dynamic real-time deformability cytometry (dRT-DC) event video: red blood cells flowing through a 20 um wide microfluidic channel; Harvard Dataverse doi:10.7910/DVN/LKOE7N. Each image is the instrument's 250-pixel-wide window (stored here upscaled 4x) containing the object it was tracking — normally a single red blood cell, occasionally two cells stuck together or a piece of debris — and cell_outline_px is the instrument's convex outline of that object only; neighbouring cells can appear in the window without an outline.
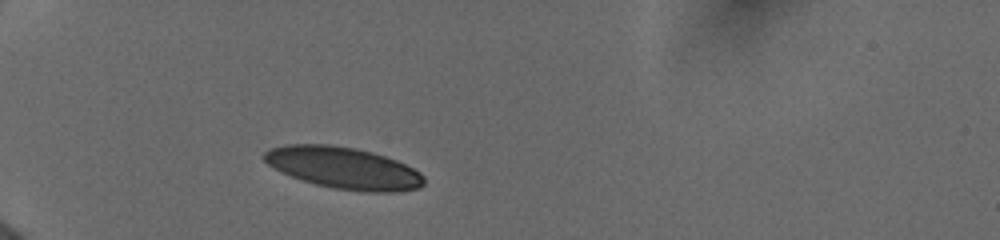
{"species": "human", "species_latin": "Homo sapiens", "temperature_condition": "cold", "stored_images_in_passage": 2, "camera_frame_rate_fps": 3000, "um_per_image_px": 0.085, "donor": {"sex": "female"}, "frame": {"image": 1, "passage_image": 1, "time_ms": 0.0, "image_size_px": [1000, 240], "cell_outline_px": [[424, 184], [420, 188], [392, 192], [368, 192], [332, 188], [316, 184], [292, 176], [268, 164], [264, 160], [264, 152], [268, 148], [284, 144], [332, 144], [356, 148], [372, 152], [396, 160], [420, 172], [424, 176]], "centroid_in_image_um": [29.21, 14.26], "position_along_channel_um": 55.8, "area_um2": 38.73}}